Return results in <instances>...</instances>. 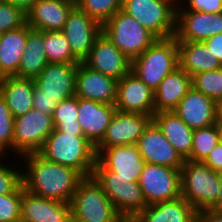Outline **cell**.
Listing matches in <instances>:
<instances>
[{"label":"cell","mask_w":222,"mask_h":222,"mask_svg":"<svg viewBox=\"0 0 222 222\" xmlns=\"http://www.w3.org/2000/svg\"><path fill=\"white\" fill-rule=\"evenodd\" d=\"M218 132H219V140H222V123H215Z\"/></svg>","instance_id":"obj_48"},{"label":"cell","mask_w":222,"mask_h":222,"mask_svg":"<svg viewBox=\"0 0 222 222\" xmlns=\"http://www.w3.org/2000/svg\"><path fill=\"white\" fill-rule=\"evenodd\" d=\"M97 160L92 177H124L138 182L145 161L138 146L118 145L108 148H95Z\"/></svg>","instance_id":"obj_8"},{"label":"cell","mask_w":222,"mask_h":222,"mask_svg":"<svg viewBox=\"0 0 222 222\" xmlns=\"http://www.w3.org/2000/svg\"><path fill=\"white\" fill-rule=\"evenodd\" d=\"M53 130L52 116L35 108L14 118V153L19 156L38 153Z\"/></svg>","instance_id":"obj_9"},{"label":"cell","mask_w":222,"mask_h":222,"mask_svg":"<svg viewBox=\"0 0 222 222\" xmlns=\"http://www.w3.org/2000/svg\"><path fill=\"white\" fill-rule=\"evenodd\" d=\"M26 23L25 12L5 0H0V34L17 29Z\"/></svg>","instance_id":"obj_38"},{"label":"cell","mask_w":222,"mask_h":222,"mask_svg":"<svg viewBox=\"0 0 222 222\" xmlns=\"http://www.w3.org/2000/svg\"><path fill=\"white\" fill-rule=\"evenodd\" d=\"M222 33V13L176 11V41L203 42Z\"/></svg>","instance_id":"obj_17"},{"label":"cell","mask_w":222,"mask_h":222,"mask_svg":"<svg viewBox=\"0 0 222 222\" xmlns=\"http://www.w3.org/2000/svg\"><path fill=\"white\" fill-rule=\"evenodd\" d=\"M43 44V31L31 30L15 77L35 79L48 63Z\"/></svg>","instance_id":"obj_30"},{"label":"cell","mask_w":222,"mask_h":222,"mask_svg":"<svg viewBox=\"0 0 222 222\" xmlns=\"http://www.w3.org/2000/svg\"><path fill=\"white\" fill-rule=\"evenodd\" d=\"M26 12L37 0H5Z\"/></svg>","instance_id":"obj_45"},{"label":"cell","mask_w":222,"mask_h":222,"mask_svg":"<svg viewBox=\"0 0 222 222\" xmlns=\"http://www.w3.org/2000/svg\"><path fill=\"white\" fill-rule=\"evenodd\" d=\"M191 88L192 77L178 67L154 90L155 112L173 111Z\"/></svg>","instance_id":"obj_26"},{"label":"cell","mask_w":222,"mask_h":222,"mask_svg":"<svg viewBox=\"0 0 222 222\" xmlns=\"http://www.w3.org/2000/svg\"><path fill=\"white\" fill-rule=\"evenodd\" d=\"M24 189L47 199L70 203L78 183L84 178L74 168L46 160L39 153L22 156Z\"/></svg>","instance_id":"obj_1"},{"label":"cell","mask_w":222,"mask_h":222,"mask_svg":"<svg viewBox=\"0 0 222 222\" xmlns=\"http://www.w3.org/2000/svg\"><path fill=\"white\" fill-rule=\"evenodd\" d=\"M102 33L131 61L157 39L135 18L122 10L102 25Z\"/></svg>","instance_id":"obj_6"},{"label":"cell","mask_w":222,"mask_h":222,"mask_svg":"<svg viewBox=\"0 0 222 222\" xmlns=\"http://www.w3.org/2000/svg\"><path fill=\"white\" fill-rule=\"evenodd\" d=\"M13 128L14 117L0 94V156L3 158L8 151L13 152Z\"/></svg>","instance_id":"obj_37"},{"label":"cell","mask_w":222,"mask_h":222,"mask_svg":"<svg viewBox=\"0 0 222 222\" xmlns=\"http://www.w3.org/2000/svg\"><path fill=\"white\" fill-rule=\"evenodd\" d=\"M176 6L177 5H180L182 2H183V0H171Z\"/></svg>","instance_id":"obj_49"},{"label":"cell","mask_w":222,"mask_h":222,"mask_svg":"<svg viewBox=\"0 0 222 222\" xmlns=\"http://www.w3.org/2000/svg\"><path fill=\"white\" fill-rule=\"evenodd\" d=\"M152 121L180 156L187 160L192 151L193 129L189 128L174 111L155 112Z\"/></svg>","instance_id":"obj_25"},{"label":"cell","mask_w":222,"mask_h":222,"mask_svg":"<svg viewBox=\"0 0 222 222\" xmlns=\"http://www.w3.org/2000/svg\"><path fill=\"white\" fill-rule=\"evenodd\" d=\"M181 196L196 210L209 209L216 201L222 173L203 162L185 160L180 169Z\"/></svg>","instance_id":"obj_5"},{"label":"cell","mask_w":222,"mask_h":222,"mask_svg":"<svg viewBox=\"0 0 222 222\" xmlns=\"http://www.w3.org/2000/svg\"><path fill=\"white\" fill-rule=\"evenodd\" d=\"M216 101L193 87L173 110L186 125L195 130L216 123Z\"/></svg>","instance_id":"obj_23"},{"label":"cell","mask_w":222,"mask_h":222,"mask_svg":"<svg viewBox=\"0 0 222 222\" xmlns=\"http://www.w3.org/2000/svg\"><path fill=\"white\" fill-rule=\"evenodd\" d=\"M179 67L176 37L156 39L131 61V71L155 90L160 82Z\"/></svg>","instance_id":"obj_3"},{"label":"cell","mask_w":222,"mask_h":222,"mask_svg":"<svg viewBox=\"0 0 222 222\" xmlns=\"http://www.w3.org/2000/svg\"><path fill=\"white\" fill-rule=\"evenodd\" d=\"M196 210L182 197L147 205L131 222H195Z\"/></svg>","instance_id":"obj_24"},{"label":"cell","mask_w":222,"mask_h":222,"mask_svg":"<svg viewBox=\"0 0 222 222\" xmlns=\"http://www.w3.org/2000/svg\"><path fill=\"white\" fill-rule=\"evenodd\" d=\"M195 222H222V211L212 209L196 211Z\"/></svg>","instance_id":"obj_43"},{"label":"cell","mask_w":222,"mask_h":222,"mask_svg":"<svg viewBox=\"0 0 222 222\" xmlns=\"http://www.w3.org/2000/svg\"><path fill=\"white\" fill-rule=\"evenodd\" d=\"M31 30L25 23L17 29L0 34V78L17 74Z\"/></svg>","instance_id":"obj_27"},{"label":"cell","mask_w":222,"mask_h":222,"mask_svg":"<svg viewBox=\"0 0 222 222\" xmlns=\"http://www.w3.org/2000/svg\"><path fill=\"white\" fill-rule=\"evenodd\" d=\"M138 183L147 205L181 196L179 169L145 162Z\"/></svg>","instance_id":"obj_10"},{"label":"cell","mask_w":222,"mask_h":222,"mask_svg":"<svg viewBox=\"0 0 222 222\" xmlns=\"http://www.w3.org/2000/svg\"><path fill=\"white\" fill-rule=\"evenodd\" d=\"M203 42L207 45L209 50H211L212 54L216 56L222 64V33L214 35Z\"/></svg>","instance_id":"obj_44"},{"label":"cell","mask_w":222,"mask_h":222,"mask_svg":"<svg viewBox=\"0 0 222 222\" xmlns=\"http://www.w3.org/2000/svg\"><path fill=\"white\" fill-rule=\"evenodd\" d=\"M10 167L0 163V195L11 194L22 184V172H20L22 168L17 170L13 165Z\"/></svg>","instance_id":"obj_39"},{"label":"cell","mask_w":222,"mask_h":222,"mask_svg":"<svg viewBox=\"0 0 222 222\" xmlns=\"http://www.w3.org/2000/svg\"><path fill=\"white\" fill-rule=\"evenodd\" d=\"M216 123H222V99L216 101Z\"/></svg>","instance_id":"obj_47"},{"label":"cell","mask_w":222,"mask_h":222,"mask_svg":"<svg viewBox=\"0 0 222 222\" xmlns=\"http://www.w3.org/2000/svg\"><path fill=\"white\" fill-rule=\"evenodd\" d=\"M76 0H37L26 12V23L37 31H62Z\"/></svg>","instance_id":"obj_20"},{"label":"cell","mask_w":222,"mask_h":222,"mask_svg":"<svg viewBox=\"0 0 222 222\" xmlns=\"http://www.w3.org/2000/svg\"><path fill=\"white\" fill-rule=\"evenodd\" d=\"M117 80L78 63L75 96L104 104H115Z\"/></svg>","instance_id":"obj_21"},{"label":"cell","mask_w":222,"mask_h":222,"mask_svg":"<svg viewBox=\"0 0 222 222\" xmlns=\"http://www.w3.org/2000/svg\"><path fill=\"white\" fill-rule=\"evenodd\" d=\"M116 110L115 104L78 98L77 121L83 136L96 146L104 137Z\"/></svg>","instance_id":"obj_22"},{"label":"cell","mask_w":222,"mask_h":222,"mask_svg":"<svg viewBox=\"0 0 222 222\" xmlns=\"http://www.w3.org/2000/svg\"><path fill=\"white\" fill-rule=\"evenodd\" d=\"M43 44L48 63H80L62 31H43Z\"/></svg>","instance_id":"obj_31"},{"label":"cell","mask_w":222,"mask_h":222,"mask_svg":"<svg viewBox=\"0 0 222 222\" xmlns=\"http://www.w3.org/2000/svg\"><path fill=\"white\" fill-rule=\"evenodd\" d=\"M82 63L91 70L117 81L131 70V60L103 33L96 38L90 53Z\"/></svg>","instance_id":"obj_12"},{"label":"cell","mask_w":222,"mask_h":222,"mask_svg":"<svg viewBox=\"0 0 222 222\" xmlns=\"http://www.w3.org/2000/svg\"><path fill=\"white\" fill-rule=\"evenodd\" d=\"M151 122V115L116 110L104 137L95 148L134 145Z\"/></svg>","instance_id":"obj_15"},{"label":"cell","mask_w":222,"mask_h":222,"mask_svg":"<svg viewBox=\"0 0 222 222\" xmlns=\"http://www.w3.org/2000/svg\"><path fill=\"white\" fill-rule=\"evenodd\" d=\"M20 222H72L71 204L35 195L23 187Z\"/></svg>","instance_id":"obj_19"},{"label":"cell","mask_w":222,"mask_h":222,"mask_svg":"<svg viewBox=\"0 0 222 222\" xmlns=\"http://www.w3.org/2000/svg\"><path fill=\"white\" fill-rule=\"evenodd\" d=\"M192 87L215 101L222 99V68L193 75Z\"/></svg>","instance_id":"obj_35"},{"label":"cell","mask_w":222,"mask_h":222,"mask_svg":"<svg viewBox=\"0 0 222 222\" xmlns=\"http://www.w3.org/2000/svg\"><path fill=\"white\" fill-rule=\"evenodd\" d=\"M70 204L72 222H126L92 176L78 183Z\"/></svg>","instance_id":"obj_4"},{"label":"cell","mask_w":222,"mask_h":222,"mask_svg":"<svg viewBox=\"0 0 222 222\" xmlns=\"http://www.w3.org/2000/svg\"><path fill=\"white\" fill-rule=\"evenodd\" d=\"M179 67L191 77L197 73L222 68L204 42L177 41Z\"/></svg>","instance_id":"obj_29"},{"label":"cell","mask_w":222,"mask_h":222,"mask_svg":"<svg viewBox=\"0 0 222 222\" xmlns=\"http://www.w3.org/2000/svg\"><path fill=\"white\" fill-rule=\"evenodd\" d=\"M78 63H47L34 79L40 95H48L59 102L75 96Z\"/></svg>","instance_id":"obj_16"},{"label":"cell","mask_w":222,"mask_h":222,"mask_svg":"<svg viewBox=\"0 0 222 222\" xmlns=\"http://www.w3.org/2000/svg\"><path fill=\"white\" fill-rule=\"evenodd\" d=\"M122 1L123 0H76V6L103 25L116 12L122 9Z\"/></svg>","instance_id":"obj_34"},{"label":"cell","mask_w":222,"mask_h":222,"mask_svg":"<svg viewBox=\"0 0 222 222\" xmlns=\"http://www.w3.org/2000/svg\"><path fill=\"white\" fill-rule=\"evenodd\" d=\"M192 142L191 155L187 160L203 162L219 144V132L216 125L193 130Z\"/></svg>","instance_id":"obj_33"},{"label":"cell","mask_w":222,"mask_h":222,"mask_svg":"<svg viewBox=\"0 0 222 222\" xmlns=\"http://www.w3.org/2000/svg\"><path fill=\"white\" fill-rule=\"evenodd\" d=\"M59 101L48 95H40V91L34 86L33 91V108L52 116Z\"/></svg>","instance_id":"obj_41"},{"label":"cell","mask_w":222,"mask_h":222,"mask_svg":"<svg viewBox=\"0 0 222 222\" xmlns=\"http://www.w3.org/2000/svg\"><path fill=\"white\" fill-rule=\"evenodd\" d=\"M136 145L146 163L181 169L185 160L152 121L140 136Z\"/></svg>","instance_id":"obj_18"},{"label":"cell","mask_w":222,"mask_h":222,"mask_svg":"<svg viewBox=\"0 0 222 222\" xmlns=\"http://www.w3.org/2000/svg\"><path fill=\"white\" fill-rule=\"evenodd\" d=\"M115 107L122 112L153 116L155 113L154 90L130 70L117 81Z\"/></svg>","instance_id":"obj_14"},{"label":"cell","mask_w":222,"mask_h":222,"mask_svg":"<svg viewBox=\"0 0 222 222\" xmlns=\"http://www.w3.org/2000/svg\"><path fill=\"white\" fill-rule=\"evenodd\" d=\"M34 79L6 76L0 78V94L14 118L33 109Z\"/></svg>","instance_id":"obj_28"},{"label":"cell","mask_w":222,"mask_h":222,"mask_svg":"<svg viewBox=\"0 0 222 222\" xmlns=\"http://www.w3.org/2000/svg\"><path fill=\"white\" fill-rule=\"evenodd\" d=\"M23 185L13 193L0 195V222H20Z\"/></svg>","instance_id":"obj_36"},{"label":"cell","mask_w":222,"mask_h":222,"mask_svg":"<svg viewBox=\"0 0 222 222\" xmlns=\"http://www.w3.org/2000/svg\"><path fill=\"white\" fill-rule=\"evenodd\" d=\"M123 12L135 18L157 39L176 33V5L171 0H123Z\"/></svg>","instance_id":"obj_7"},{"label":"cell","mask_w":222,"mask_h":222,"mask_svg":"<svg viewBox=\"0 0 222 222\" xmlns=\"http://www.w3.org/2000/svg\"><path fill=\"white\" fill-rule=\"evenodd\" d=\"M212 170L222 173V146L219 143L203 161Z\"/></svg>","instance_id":"obj_42"},{"label":"cell","mask_w":222,"mask_h":222,"mask_svg":"<svg viewBox=\"0 0 222 222\" xmlns=\"http://www.w3.org/2000/svg\"><path fill=\"white\" fill-rule=\"evenodd\" d=\"M188 5L176 6V11H202L207 13H222V0H183ZM180 7V8H179Z\"/></svg>","instance_id":"obj_40"},{"label":"cell","mask_w":222,"mask_h":222,"mask_svg":"<svg viewBox=\"0 0 222 222\" xmlns=\"http://www.w3.org/2000/svg\"><path fill=\"white\" fill-rule=\"evenodd\" d=\"M209 209L222 211V181H221V186L218 193L217 201Z\"/></svg>","instance_id":"obj_46"},{"label":"cell","mask_w":222,"mask_h":222,"mask_svg":"<svg viewBox=\"0 0 222 222\" xmlns=\"http://www.w3.org/2000/svg\"><path fill=\"white\" fill-rule=\"evenodd\" d=\"M38 153L48 161L74 168L83 177L92 175L97 160L95 145L83 133H67L56 128Z\"/></svg>","instance_id":"obj_2"},{"label":"cell","mask_w":222,"mask_h":222,"mask_svg":"<svg viewBox=\"0 0 222 222\" xmlns=\"http://www.w3.org/2000/svg\"><path fill=\"white\" fill-rule=\"evenodd\" d=\"M78 97L72 96L60 101L52 114L54 128L67 133H83L77 121Z\"/></svg>","instance_id":"obj_32"},{"label":"cell","mask_w":222,"mask_h":222,"mask_svg":"<svg viewBox=\"0 0 222 222\" xmlns=\"http://www.w3.org/2000/svg\"><path fill=\"white\" fill-rule=\"evenodd\" d=\"M73 55L82 62L90 53L96 38L102 33V25L75 6L62 29Z\"/></svg>","instance_id":"obj_13"},{"label":"cell","mask_w":222,"mask_h":222,"mask_svg":"<svg viewBox=\"0 0 222 222\" xmlns=\"http://www.w3.org/2000/svg\"><path fill=\"white\" fill-rule=\"evenodd\" d=\"M113 203L117 212L131 222L147 207L138 182L124 177H93Z\"/></svg>","instance_id":"obj_11"}]
</instances>
